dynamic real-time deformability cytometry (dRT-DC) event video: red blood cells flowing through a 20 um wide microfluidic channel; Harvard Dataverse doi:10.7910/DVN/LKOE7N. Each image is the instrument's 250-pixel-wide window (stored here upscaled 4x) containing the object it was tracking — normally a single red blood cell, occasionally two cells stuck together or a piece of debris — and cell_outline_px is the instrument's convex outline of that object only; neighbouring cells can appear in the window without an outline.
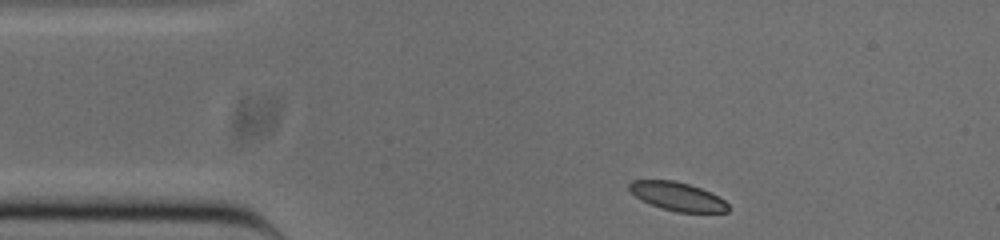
{"species": "common noctule bat (a hibernating species)", "species_latin": "Nyctalus noctula", "temperature_condition": "cold", "stored_images_in_passage": 45, "camera_frame_rate_fps": 3000, "um_per_image_px": 0.085, "animal": {"sex": "male", "body_mass_g": 20.0, "forearm_length_mm": 53.3}, "frame": {"image": 1, "passage_image": 1, "time_ms": 0.0, "image_size_px": [1000, 240], "cell_outline_px": [[728, 212], [676, 212], [652, 204], [636, 196], [628, 188], [628, 184], [632, 180], [672, 180], [688, 184], [700, 188], [724, 200], [728, 204]], "centroid_in_image_um": [57.58, 16.69], "position_along_channel_um": 27.4, "area_um2": 16.01}}
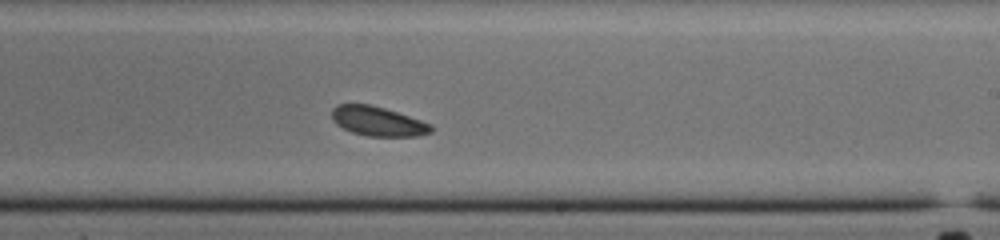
{"frame": {"image": 2, "passage_image": 23, "time_ms": 7.333, "image_size_px": [1000, 240], "cell_outline_px": [[432, 132], [416, 136], [368, 136], [352, 132], [336, 124], [332, 120], [332, 108], [336, 104], [368, 104], [384, 108], [432, 124]], "centroid_in_image_um": [32.09, 10.31], "position_along_channel_um": 256.9, "area_um2": 16.88}}
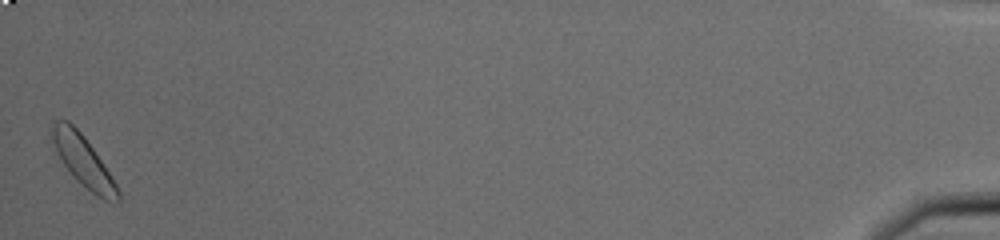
{"frame": {"image": 3, "passage_image": 45, "time_ms": 14.667, "image_size_px": [1000, 240], "cell_outline_px": [[120, 200], [104, 200], [96, 196], [64, 164], [52, 140], [52, 120], [68, 120], [84, 136], [116, 184], [120, 192]], "centroid_in_image_um": [7.07, 13.64], "position_along_channel_um": 428.1, "area_um2": 18.26}, "authors_computed_cell_mechanics": {"area_um2": 17.629, "velocity_mm_per_s": 3.7758, "shape_relaxation_time_tau1_ms": 1.0853, "shape_relaxation_time_tau2_ms": 5.4411, "deformation_change_tau1": 0.0283, "deformation_change_tau2": 0.1071}}